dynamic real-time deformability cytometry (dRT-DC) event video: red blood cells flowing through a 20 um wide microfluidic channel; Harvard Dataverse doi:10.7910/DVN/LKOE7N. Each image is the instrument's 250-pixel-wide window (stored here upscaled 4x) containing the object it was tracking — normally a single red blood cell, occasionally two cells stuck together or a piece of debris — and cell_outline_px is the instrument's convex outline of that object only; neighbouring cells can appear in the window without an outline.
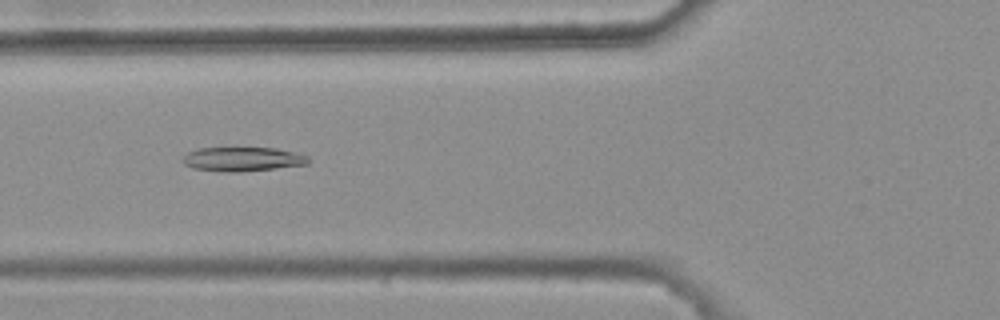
{"species": "common noctule bat (a hibernating species)", "species_latin": "Nyctalus noctula", "temperature_condition": "warm", "stored_images_in_passage": 5, "camera_frame_rate_fps": 3000, "um_per_image_px": 0.085, "animal": {"sex": "female", "body_mass_g": 25.1}, "frame": {"image": 1, "passage_image": 5, "time_ms": 1.333, "image_size_px": [1000, 320], "cell_outline_px": [[308, 164], [276, 168], [240, 172], [224, 172], [192, 168], [184, 164], [184, 156], [188, 152], [200, 148], [276, 148], [308, 156]], "centroid_in_image_um": [20.6, 13.53], "position_along_channel_um": 105.2, "area_um2": 17.51}}